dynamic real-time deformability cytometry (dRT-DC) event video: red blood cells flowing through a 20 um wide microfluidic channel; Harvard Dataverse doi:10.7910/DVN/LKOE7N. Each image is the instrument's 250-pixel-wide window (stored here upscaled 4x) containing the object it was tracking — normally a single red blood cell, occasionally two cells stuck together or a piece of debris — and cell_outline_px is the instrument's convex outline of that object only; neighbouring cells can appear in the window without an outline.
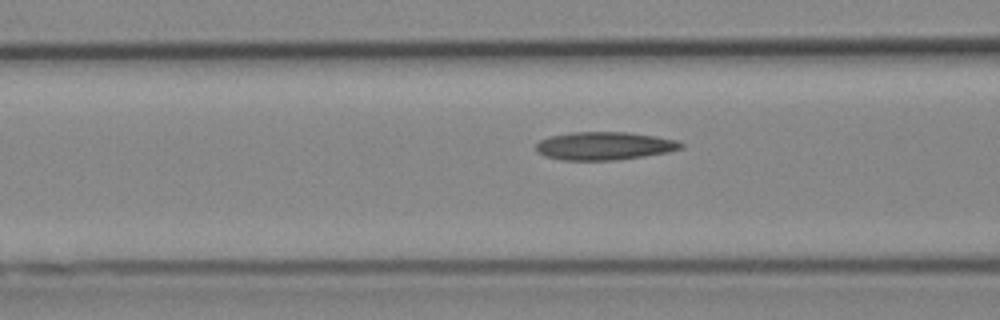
{"species": "Egyptian fruit bat (a non-hibernating species)", "species_latin": "Rousettus aegyptiacus", "temperature_condition": "cold", "stored_images_in_passage": 38, "camera_frame_rate_fps": 3000, "um_per_image_px": 0.085, "animal": {"sex": "female"}, "frame": {"image": 1, "passage_image": 17, "time_ms": 5.333, "image_size_px": [1000, 320], "cell_outline_px": [[684, 148], [668, 152], [644, 156], [616, 160], [560, 160], [544, 156], [536, 152], [536, 144], [540, 140], [548, 136], [572, 132], [628, 132], [656, 136], [680, 140], [684, 144]], "centroid_in_image_um": [51.38, 12.4], "position_along_channel_um": 115.2, "area_um2": 24.04}}
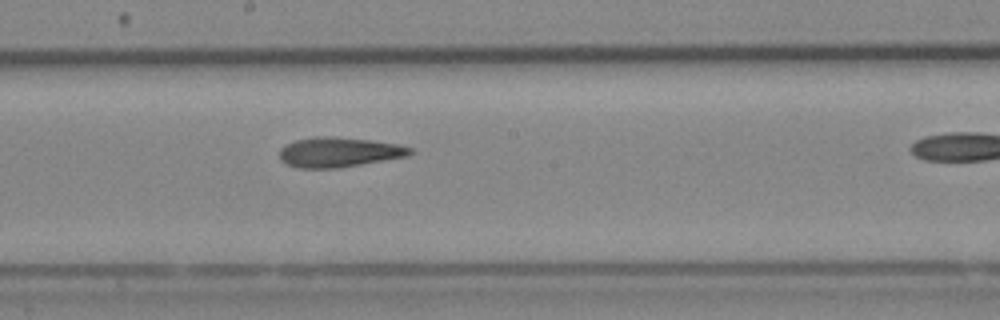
{"frame": {"image": 2, "passage_image": 25, "time_ms": 8.0, "image_size_px": [1000, 320], "cell_outline_px": [[416, 152], [408, 156], [336, 168], [296, 168], [284, 164], [280, 160], [280, 148], [284, 144], [296, 140], [316, 136], [332, 136], [368, 140], [400, 144], [412, 148]], "centroid_in_image_um": [28.79, 12.93], "position_along_channel_um": 219.4, "area_um2": 22.89}}
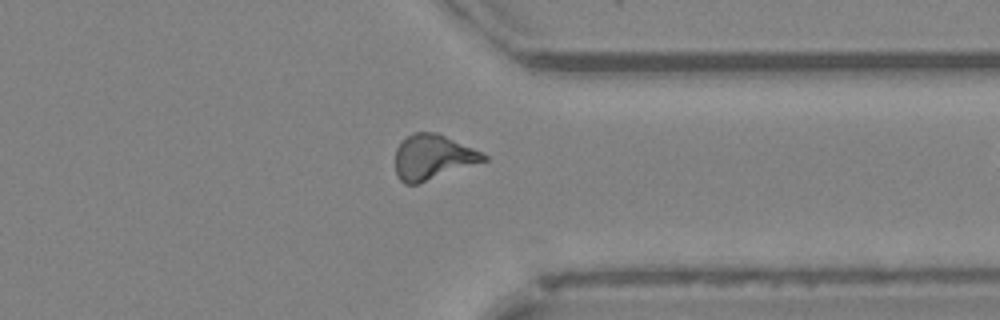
{"frame": {"image": 3, "passage_image": 37, "time_ms": 12.0, "image_size_px": [1000, 320], "cell_outline_px": [[488, 160], [416, 184], [404, 184], [396, 176], [396, 148], [408, 136], [416, 132], [440, 132], [484, 152], [488, 156]], "centroid_in_image_um": [36.83, 13.33], "position_along_channel_um": 374.6, "area_um2": 23.29}}